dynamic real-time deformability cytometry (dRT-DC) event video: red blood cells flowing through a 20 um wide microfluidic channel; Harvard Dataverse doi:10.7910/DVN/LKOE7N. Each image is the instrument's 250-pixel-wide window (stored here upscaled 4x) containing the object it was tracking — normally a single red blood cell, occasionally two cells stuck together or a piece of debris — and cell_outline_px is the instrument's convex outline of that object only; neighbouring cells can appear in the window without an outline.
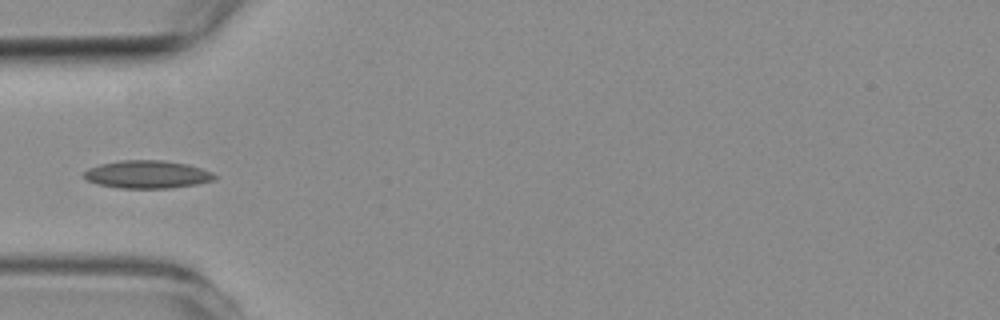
{"species": "common noctule bat (a hibernating species)", "species_latin": "Nyctalus noctula", "temperature_condition": "room temperature", "stored_images_in_passage": 3, "camera_frame_rate_fps": 3000, "um_per_image_px": 0.085, "animal": {"sex": "female", "body_mass_g": 19.3, "forearm_length_mm": 54.1}, "frame": {"image": 1, "passage_image": 3, "time_ms": 2.333, "image_size_px": [1000, 320], "cell_outline_px": [[216, 180], [196, 184], [168, 188], [120, 188], [96, 184], [88, 180], [84, 176], [84, 172], [88, 168], [100, 164], [120, 160], [164, 160], [188, 164], [212, 172], [216, 176]], "centroid_in_image_um": [12.52, 14.82], "position_along_channel_um": 72.5, "area_um2": 21.21}}